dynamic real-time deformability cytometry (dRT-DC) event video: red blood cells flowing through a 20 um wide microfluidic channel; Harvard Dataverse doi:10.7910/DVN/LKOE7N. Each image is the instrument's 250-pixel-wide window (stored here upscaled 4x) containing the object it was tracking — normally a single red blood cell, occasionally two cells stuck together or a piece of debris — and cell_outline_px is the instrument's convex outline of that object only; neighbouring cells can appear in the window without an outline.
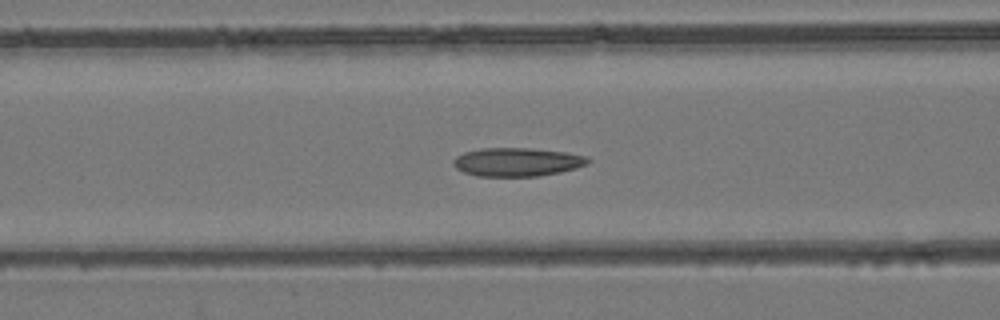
{"species": "common noctule bat (a hibernating species)", "species_latin": "Nyctalus noctula", "temperature_condition": "room temperature", "stored_images_in_passage": 53, "camera_frame_rate_fps": 3000, "um_per_image_px": 0.085, "animal": {"sex": "female", "body_mass_g": 24.6, "forearm_length_mm": 56.2}, "frame": {"image": 1, "passage_image": 22, "time_ms": 7.0, "image_size_px": [1000, 320], "cell_outline_px": [[592, 160], [588, 164], [576, 168], [560, 172], [536, 176], [476, 176], [464, 172], [456, 168], [452, 164], [452, 160], [456, 156], [464, 152], [480, 148], [532, 148], [564, 152], [588, 156]], "centroid_in_image_um": [43.95, 13.76], "position_along_channel_um": 122.6, "area_um2": 22.54}}
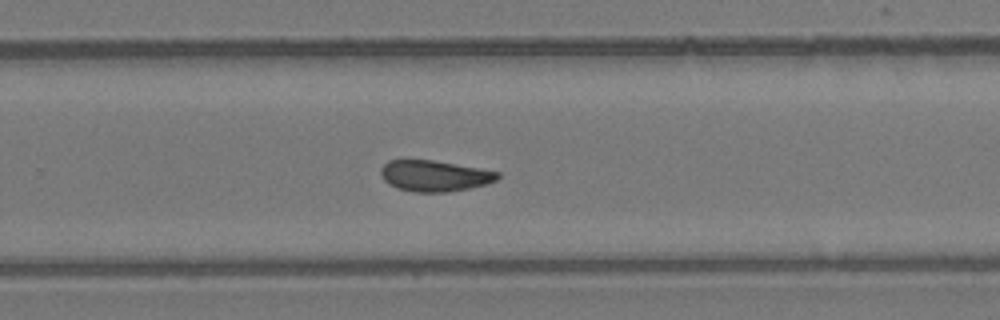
{"frame": {"image": 2, "passage_image": 35, "time_ms": 11.333, "image_size_px": [1000, 320], "cell_outline_px": [[500, 176], [496, 180], [488, 184], [448, 192], [416, 192], [396, 188], [388, 184], [384, 180], [380, 172], [380, 168], [388, 160], [432, 160], [480, 168], [500, 172]], "centroid_in_image_um": [36.93, 14.95], "position_along_channel_um": 292.9, "area_um2": 21.15}}
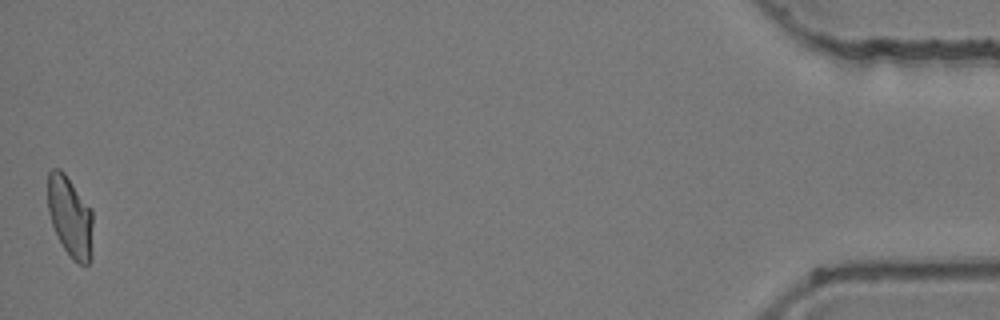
{"frame": {"image": 3, "passage_image": 53, "time_ms": 17.333, "image_size_px": [1000, 320], "cell_outline_px": [[92, 260], [88, 264], [80, 264], [72, 260], [64, 248], [52, 224], [48, 212], [48, 172], [52, 168], [60, 168], [64, 172], [92, 208]], "centroid_in_image_um": [5.98, 18.41], "position_along_channel_um": 429.2, "area_um2": 21.44}, "authors_computed_cell_mechanics": {"area_um2": 22.0796, "velocity_mm_per_s": 3.9415, "shape_relaxation_time_tau1_ms": 8.9656, "shape_relaxation_time_tau2_ms": 2.2827, "deformation_change_tau1": 0.2093, "deformation_change_tau2": 0.0839}}